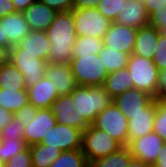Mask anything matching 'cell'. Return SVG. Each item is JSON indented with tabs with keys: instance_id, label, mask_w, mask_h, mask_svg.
Returning a JSON list of instances; mask_svg holds the SVG:
<instances>
[{
	"instance_id": "6da1fadb",
	"label": "cell",
	"mask_w": 166,
	"mask_h": 167,
	"mask_svg": "<svg viewBox=\"0 0 166 167\" xmlns=\"http://www.w3.org/2000/svg\"><path fill=\"white\" fill-rule=\"evenodd\" d=\"M46 33L50 40L47 63L70 64L77 38L73 11L58 12Z\"/></svg>"
},
{
	"instance_id": "7a4b0ae2",
	"label": "cell",
	"mask_w": 166,
	"mask_h": 167,
	"mask_svg": "<svg viewBox=\"0 0 166 167\" xmlns=\"http://www.w3.org/2000/svg\"><path fill=\"white\" fill-rule=\"evenodd\" d=\"M71 96L77 103L80 117H84L90 125L94 123L96 116L113 102L103 86L77 85Z\"/></svg>"
},
{
	"instance_id": "3957f363",
	"label": "cell",
	"mask_w": 166,
	"mask_h": 167,
	"mask_svg": "<svg viewBox=\"0 0 166 167\" xmlns=\"http://www.w3.org/2000/svg\"><path fill=\"white\" fill-rule=\"evenodd\" d=\"M77 85L103 86L109 74L99 55H73L70 62Z\"/></svg>"
},
{
	"instance_id": "277c9868",
	"label": "cell",
	"mask_w": 166,
	"mask_h": 167,
	"mask_svg": "<svg viewBox=\"0 0 166 167\" xmlns=\"http://www.w3.org/2000/svg\"><path fill=\"white\" fill-rule=\"evenodd\" d=\"M127 69L133 80V88L147 92L157 99L159 70L153 60L132 53Z\"/></svg>"
},
{
	"instance_id": "5b68a950",
	"label": "cell",
	"mask_w": 166,
	"mask_h": 167,
	"mask_svg": "<svg viewBox=\"0 0 166 167\" xmlns=\"http://www.w3.org/2000/svg\"><path fill=\"white\" fill-rule=\"evenodd\" d=\"M123 147L107 132L90 125L83 131L82 151L90 165L93 161L117 152Z\"/></svg>"
},
{
	"instance_id": "8992f818",
	"label": "cell",
	"mask_w": 166,
	"mask_h": 167,
	"mask_svg": "<svg viewBox=\"0 0 166 167\" xmlns=\"http://www.w3.org/2000/svg\"><path fill=\"white\" fill-rule=\"evenodd\" d=\"M92 125L99 130L107 132L122 146H128V119L114 102L96 116Z\"/></svg>"
},
{
	"instance_id": "52a82bcc",
	"label": "cell",
	"mask_w": 166,
	"mask_h": 167,
	"mask_svg": "<svg viewBox=\"0 0 166 167\" xmlns=\"http://www.w3.org/2000/svg\"><path fill=\"white\" fill-rule=\"evenodd\" d=\"M72 11L77 36L103 39L112 23L111 21L96 8H73Z\"/></svg>"
},
{
	"instance_id": "ba28073f",
	"label": "cell",
	"mask_w": 166,
	"mask_h": 167,
	"mask_svg": "<svg viewBox=\"0 0 166 167\" xmlns=\"http://www.w3.org/2000/svg\"><path fill=\"white\" fill-rule=\"evenodd\" d=\"M9 60L23 74L26 88L34 85L46 74L47 61L37 58L36 55L23 53L20 45L10 48Z\"/></svg>"
},
{
	"instance_id": "9c48e42d",
	"label": "cell",
	"mask_w": 166,
	"mask_h": 167,
	"mask_svg": "<svg viewBox=\"0 0 166 167\" xmlns=\"http://www.w3.org/2000/svg\"><path fill=\"white\" fill-rule=\"evenodd\" d=\"M83 131L69 125L57 123L47 135L43 136L41 144L59 148L61 151L82 149Z\"/></svg>"
},
{
	"instance_id": "30bf717a",
	"label": "cell",
	"mask_w": 166,
	"mask_h": 167,
	"mask_svg": "<svg viewBox=\"0 0 166 167\" xmlns=\"http://www.w3.org/2000/svg\"><path fill=\"white\" fill-rule=\"evenodd\" d=\"M57 123L69 125L84 131L90 124L80 117L77 103L74 102L71 94L59 96L53 101L50 107Z\"/></svg>"
},
{
	"instance_id": "8fae6325",
	"label": "cell",
	"mask_w": 166,
	"mask_h": 167,
	"mask_svg": "<svg viewBox=\"0 0 166 167\" xmlns=\"http://www.w3.org/2000/svg\"><path fill=\"white\" fill-rule=\"evenodd\" d=\"M164 143L162 138L152 132L132 140L127 147L133 158L153 166L158 156L162 153Z\"/></svg>"
},
{
	"instance_id": "7c38bea8",
	"label": "cell",
	"mask_w": 166,
	"mask_h": 167,
	"mask_svg": "<svg viewBox=\"0 0 166 167\" xmlns=\"http://www.w3.org/2000/svg\"><path fill=\"white\" fill-rule=\"evenodd\" d=\"M138 29L112 22L103 37L104 46L131 55L135 46Z\"/></svg>"
},
{
	"instance_id": "4fadbf2b",
	"label": "cell",
	"mask_w": 166,
	"mask_h": 167,
	"mask_svg": "<svg viewBox=\"0 0 166 167\" xmlns=\"http://www.w3.org/2000/svg\"><path fill=\"white\" fill-rule=\"evenodd\" d=\"M57 124L51 109H38L35 119L25 126L24 141L27 146L41 143L43 136Z\"/></svg>"
},
{
	"instance_id": "5bb4252c",
	"label": "cell",
	"mask_w": 166,
	"mask_h": 167,
	"mask_svg": "<svg viewBox=\"0 0 166 167\" xmlns=\"http://www.w3.org/2000/svg\"><path fill=\"white\" fill-rule=\"evenodd\" d=\"M155 99L154 96L147 92L131 88L113 98V102L126 116V114L144 113V109H146Z\"/></svg>"
},
{
	"instance_id": "9a60e30c",
	"label": "cell",
	"mask_w": 166,
	"mask_h": 167,
	"mask_svg": "<svg viewBox=\"0 0 166 167\" xmlns=\"http://www.w3.org/2000/svg\"><path fill=\"white\" fill-rule=\"evenodd\" d=\"M2 40H8V47L17 46L31 31L22 12H14L0 19Z\"/></svg>"
},
{
	"instance_id": "2e32d148",
	"label": "cell",
	"mask_w": 166,
	"mask_h": 167,
	"mask_svg": "<svg viewBox=\"0 0 166 167\" xmlns=\"http://www.w3.org/2000/svg\"><path fill=\"white\" fill-rule=\"evenodd\" d=\"M45 76L52 81L59 96L71 94L77 86L70 64L48 63Z\"/></svg>"
},
{
	"instance_id": "e0dca14e",
	"label": "cell",
	"mask_w": 166,
	"mask_h": 167,
	"mask_svg": "<svg viewBox=\"0 0 166 167\" xmlns=\"http://www.w3.org/2000/svg\"><path fill=\"white\" fill-rule=\"evenodd\" d=\"M22 13L31 31H46L58 12L37 0Z\"/></svg>"
},
{
	"instance_id": "ac0fdd59",
	"label": "cell",
	"mask_w": 166,
	"mask_h": 167,
	"mask_svg": "<svg viewBox=\"0 0 166 167\" xmlns=\"http://www.w3.org/2000/svg\"><path fill=\"white\" fill-rule=\"evenodd\" d=\"M115 22L139 29L149 25V14L140 0H125Z\"/></svg>"
},
{
	"instance_id": "d6986e66",
	"label": "cell",
	"mask_w": 166,
	"mask_h": 167,
	"mask_svg": "<svg viewBox=\"0 0 166 167\" xmlns=\"http://www.w3.org/2000/svg\"><path fill=\"white\" fill-rule=\"evenodd\" d=\"M128 119V144L137 138L153 132L155 100L144 109V113L126 114Z\"/></svg>"
},
{
	"instance_id": "ffe728a7",
	"label": "cell",
	"mask_w": 166,
	"mask_h": 167,
	"mask_svg": "<svg viewBox=\"0 0 166 167\" xmlns=\"http://www.w3.org/2000/svg\"><path fill=\"white\" fill-rule=\"evenodd\" d=\"M29 103L38 109H49L59 95L46 76L27 88Z\"/></svg>"
},
{
	"instance_id": "44dd1931",
	"label": "cell",
	"mask_w": 166,
	"mask_h": 167,
	"mask_svg": "<svg viewBox=\"0 0 166 167\" xmlns=\"http://www.w3.org/2000/svg\"><path fill=\"white\" fill-rule=\"evenodd\" d=\"M160 31L151 25L138 29L133 54L153 59Z\"/></svg>"
},
{
	"instance_id": "7402d4cb",
	"label": "cell",
	"mask_w": 166,
	"mask_h": 167,
	"mask_svg": "<svg viewBox=\"0 0 166 167\" xmlns=\"http://www.w3.org/2000/svg\"><path fill=\"white\" fill-rule=\"evenodd\" d=\"M19 45L23 48V53H30L39 59L48 60L50 40L46 31H30Z\"/></svg>"
},
{
	"instance_id": "603a6c76",
	"label": "cell",
	"mask_w": 166,
	"mask_h": 167,
	"mask_svg": "<svg viewBox=\"0 0 166 167\" xmlns=\"http://www.w3.org/2000/svg\"><path fill=\"white\" fill-rule=\"evenodd\" d=\"M103 87L112 98L133 88V80L127 67L110 72L105 78Z\"/></svg>"
},
{
	"instance_id": "cb8c5ba5",
	"label": "cell",
	"mask_w": 166,
	"mask_h": 167,
	"mask_svg": "<svg viewBox=\"0 0 166 167\" xmlns=\"http://www.w3.org/2000/svg\"><path fill=\"white\" fill-rule=\"evenodd\" d=\"M0 88L6 90H27L23 74L10 60L0 67Z\"/></svg>"
},
{
	"instance_id": "d4e9b609",
	"label": "cell",
	"mask_w": 166,
	"mask_h": 167,
	"mask_svg": "<svg viewBox=\"0 0 166 167\" xmlns=\"http://www.w3.org/2000/svg\"><path fill=\"white\" fill-rule=\"evenodd\" d=\"M32 159V167H50L53 161L62 152L59 148L48 147L41 143L29 146Z\"/></svg>"
},
{
	"instance_id": "484cf974",
	"label": "cell",
	"mask_w": 166,
	"mask_h": 167,
	"mask_svg": "<svg viewBox=\"0 0 166 167\" xmlns=\"http://www.w3.org/2000/svg\"><path fill=\"white\" fill-rule=\"evenodd\" d=\"M28 103L27 90H6L0 88V106L5 110L14 114Z\"/></svg>"
},
{
	"instance_id": "4316f807",
	"label": "cell",
	"mask_w": 166,
	"mask_h": 167,
	"mask_svg": "<svg viewBox=\"0 0 166 167\" xmlns=\"http://www.w3.org/2000/svg\"><path fill=\"white\" fill-rule=\"evenodd\" d=\"M99 57L108 73L127 67L130 55L103 45Z\"/></svg>"
},
{
	"instance_id": "83f0119b",
	"label": "cell",
	"mask_w": 166,
	"mask_h": 167,
	"mask_svg": "<svg viewBox=\"0 0 166 167\" xmlns=\"http://www.w3.org/2000/svg\"><path fill=\"white\" fill-rule=\"evenodd\" d=\"M132 158L129 148L123 146L117 152L93 161L89 167H128Z\"/></svg>"
},
{
	"instance_id": "f1b7e54d",
	"label": "cell",
	"mask_w": 166,
	"mask_h": 167,
	"mask_svg": "<svg viewBox=\"0 0 166 167\" xmlns=\"http://www.w3.org/2000/svg\"><path fill=\"white\" fill-rule=\"evenodd\" d=\"M82 149L62 151L50 167H89Z\"/></svg>"
},
{
	"instance_id": "f546056e",
	"label": "cell",
	"mask_w": 166,
	"mask_h": 167,
	"mask_svg": "<svg viewBox=\"0 0 166 167\" xmlns=\"http://www.w3.org/2000/svg\"><path fill=\"white\" fill-rule=\"evenodd\" d=\"M103 45V39L88 36H77L73 46V55H98L102 50Z\"/></svg>"
},
{
	"instance_id": "4dcf8cb0",
	"label": "cell",
	"mask_w": 166,
	"mask_h": 167,
	"mask_svg": "<svg viewBox=\"0 0 166 167\" xmlns=\"http://www.w3.org/2000/svg\"><path fill=\"white\" fill-rule=\"evenodd\" d=\"M153 132L166 142V102L163 99H155Z\"/></svg>"
},
{
	"instance_id": "1f68e13d",
	"label": "cell",
	"mask_w": 166,
	"mask_h": 167,
	"mask_svg": "<svg viewBox=\"0 0 166 167\" xmlns=\"http://www.w3.org/2000/svg\"><path fill=\"white\" fill-rule=\"evenodd\" d=\"M27 147L24 139H2L0 147V163H6L16 153Z\"/></svg>"
},
{
	"instance_id": "d6a6232c",
	"label": "cell",
	"mask_w": 166,
	"mask_h": 167,
	"mask_svg": "<svg viewBox=\"0 0 166 167\" xmlns=\"http://www.w3.org/2000/svg\"><path fill=\"white\" fill-rule=\"evenodd\" d=\"M125 0H101L96 9L102 13L109 21L115 22Z\"/></svg>"
},
{
	"instance_id": "836d02e7",
	"label": "cell",
	"mask_w": 166,
	"mask_h": 167,
	"mask_svg": "<svg viewBox=\"0 0 166 167\" xmlns=\"http://www.w3.org/2000/svg\"><path fill=\"white\" fill-rule=\"evenodd\" d=\"M25 127L13 116L11 121L0 131L2 139H24Z\"/></svg>"
},
{
	"instance_id": "e575fe53",
	"label": "cell",
	"mask_w": 166,
	"mask_h": 167,
	"mask_svg": "<svg viewBox=\"0 0 166 167\" xmlns=\"http://www.w3.org/2000/svg\"><path fill=\"white\" fill-rule=\"evenodd\" d=\"M152 60L159 71L166 69V35L161 32L159 33L156 51Z\"/></svg>"
},
{
	"instance_id": "d590c367",
	"label": "cell",
	"mask_w": 166,
	"mask_h": 167,
	"mask_svg": "<svg viewBox=\"0 0 166 167\" xmlns=\"http://www.w3.org/2000/svg\"><path fill=\"white\" fill-rule=\"evenodd\" d=\"M4 167H32L30 147L27 146L23 151L16 153L4 163Z\"/></svg>"
},
{
	"instance_id": "8d00e7d4",
	"label": "cell",
	"mask_w": 166,
	"mask_h": 167,
	"mask_svg": "<svg viewBox=\"0 0 166 167\" xmlns=\"http://www.w3.org/2000/svg\"><path fill=\"white\" fill-rule=\"evenodd\" d=\"M37 112L38 108L28 103L14 113V117H16V119H18L25 127L28 123L35 119Z\"/></svg>"
},
{
	"instance_id": "74e56055",
	"label": "cell",
	"mask_w": 166,
	"mask_h": 167,
	"mask_svg": "<svg viewBox=\"0 0 166 167\" xmlns=\"http://www.w3.org/2000/svg\"><path fill=\"white\" fill-rule=\"evenodd\" d=\"M43 4H46L49 8L56 10L57 12L71 11L73 9L74 0H40Z\"/></svg>"
},
{
	"instance_id": "f35d334b",
	"label": "cell",
	"mask_w": 166,
	"mask_h": 167,
	"mask_svg": "<svg viewBox=\"0 0 166 167\" xmlns=\"http://www.w3.org/2000/svg\"><path fill=\"white\" fill-rule=\"evenodd\" d=\"M149 25L161 31L166 27V8L160 11H154L149 15Z\"/></svg>"
},
{
	"instance_id": "ab89813d",
	"label": "cell",
	"mask_w": 166,
	"mask_h": 167,
	"mask_svg": "<svg viewBox=\"0 0 166 167\" xmlns=\"http://www.w3.org/2000/svg\"><path fill=\"white\" fill-rule=\"evenodd\" d=\"M146 8L147 13L150 15L154 11H160L166 8V0H140Z\"/></svg>"
},
{
	"instance_id": "60d3db41",
	"label": "cell",
	"mask_w": 166,
	"mask_h": 167,
	"mask_svg": "<svg viewBox=\"0 0 166 167\" xmlns=\"http://www.w3.org/2000/svg\"><path fill=\"white\" fill-rule=\"evenodd\" d=\"M166 98V69L159 71L157 99Z\"/></svg>"
},
{
	"instance_id": "b9f144b4",
	"label": "cell",
	"mask_w": 166,
	"mask_h": 167,
	"mask_svg": "<svg viewBox=\"0 0 166 167\" xmlns=\"http://www.w3.org/2000/svg\"><path fill=\"white\" fill-rule=\"evenodd\" d=\"M14 12L17 11L15 10L12 0H0V19Z\"/></svg>"
},
{
	"instance_id": "7bdbcfd3",
	"label": "cell",
	"mask_w": 166,
	"mask_h": 167,
	"mask_svg": "<svg viewBox=\"0 0 166 167\" xmlns=\"http://www.w3.org/2000/svg\"><path fill=\"white\" fill-rule=\"evenodd\" d=\"M101 0H74L73 8H96Z\"/></svg>"
},
{
	"instance_id": "ee69618b",
	"label": "cell",
	"mask_w": 166,
	"mask_h": 167,
	"mask_svg": "<svg viewBox=\"0 0 166 167\" xmlns=\"http://www.w3.org/2000/svg\"><path fill=\"white\" fill-rule=\"evenodd\" d=\"M14 114L0 106V131L11 121Z\"/></svg>"
},
{
	"instance_id": "f6af8a7d",
	"label": "cell",
	"mask_w": 166,
	"mask_h": 167,
	"mask_svg": "<svg viewBox=\"0 0 166 167\" xmlns=\"http://www.w3.org/2000/svg\"><path fill=\"white\" fill-rule=\"evenodd\" d=\"M37 0H12L15 10L18 12H23L29 5Z\"/></svg>"
},
{
	"instance_id": "bcb514c9",
	"label": "cell",
	"mask_w": 166,
	"mask_h": 167,
	"mask_svg": "<svg viewBox=\"0 0 166 167\" xmlns=\"http://www.w3.org/2000/svg\"><path fill=\"white\" fill-rule=\"evenodd\" d=\"M152 167H166V142L162 149V153L158 156L157 161Z\"/></svg>"
},
{
	"instance_id": "7dc6e473",
	"label": "cell",
	"mask_w": 166,
	"mask_h": 167,
	"mask_svg": "<svg viewBox=\"0 0 166 167\" xmlns=\"http://www.w3.org/2000/svg\"><path fill=\"white\" fill-rule=\"evenodd\" d=\"M9 55V47H0V67L9 61Z\"/></svg>"
},
{
	"instance_id": "c3c4849f",
	"label": "cell",
	"mask_w": 166,
	"mask_h": 167,
	"mask_svg": "<svg viewBox=\"0 0 166 167\" xmlns=\"http://www.w3.org/2000/svg\"><path fill=\"white\" fill-rule=\"evenodd\" d=\"M128 167H152V165L140 161L138 159L132 158L131 162L129 163Z\"/></svg>"
},
{
	"instance_id": "681fc988",
	"label": "cell",
	"mask_w": 166,
	"mask_h": 167,
	"mask_svg": "<svg viewBox=\"0 0 166 167\" xmlns=\"http://www.w3.org/2000/svg\"><path fill=\"white\" fill-rule=\"evenodd\" d=\"M0 47H8V40H2L1 27H0Z\"/></svg>"
},
{
	"instance_id": "f907efd6",
	"label": "cell",
	"mask_w": 166,
	"mask_h": 167,
	"mask_svg": "<svg viewBox=\"0 0 166 167\" xmlns=\"http://www.w3.org/2000/svg\"><path fill=\"white\" fill-rule=\"evenodd\" d=\"M162 34L166 35V27H164L161 31Z\"/></svg>"
},
{
	"instance_id": "816d5d0a",
	"label": "cell",
	"mask_w": 166,
	"mask_h": 167,
	"mask_svg": "<svg viewBox=\"0 0 166 167\" xmlns=\"http://www.w3.org/2000/svg\"><path fill=\"white\" fill-rule=\"evenodd\" d=\"M1 144H2V138H1V136H0V147H1Z\"/></svg>"
}]
</instances>
